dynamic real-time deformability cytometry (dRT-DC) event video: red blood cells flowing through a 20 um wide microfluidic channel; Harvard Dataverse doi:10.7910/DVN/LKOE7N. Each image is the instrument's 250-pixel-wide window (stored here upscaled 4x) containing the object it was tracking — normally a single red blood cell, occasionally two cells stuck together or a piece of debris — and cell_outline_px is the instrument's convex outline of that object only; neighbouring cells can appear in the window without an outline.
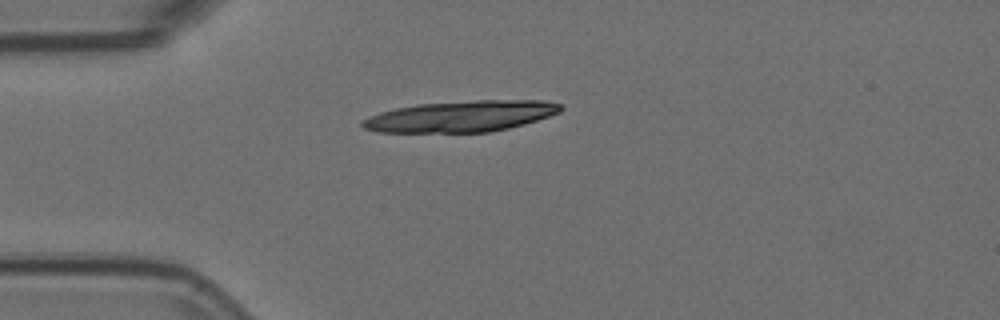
{"species": "Egyptian fruit bat (a non-hibernating species)", "species_latin": "Rousettus aegyptiacus", "temperature_condition": "room temperature", "stored_images_in_passage": 2, "camera_frame_rate_fps": 3000, "um_per_image_px": 0.085, "animal": {"sex": "female"}, "frame": {"image": 1, "passage_image": 1, "time_ms": 0.0, "image_size_px": [1000, 320], "cell_outline_px": [[564, 108], [560, 112], [524, 124], [508, 128], [488, 132], [380, 132], [364, 128], [360, 124], [360, 120], [380, 112], [396, 108], [420, 104], [476, 100], [544, 100], [564, 104]], "centroid_in_image_um": [39.21, 9.88], "position_along_channel_um": 45.8, "area_um2": 35.89}}